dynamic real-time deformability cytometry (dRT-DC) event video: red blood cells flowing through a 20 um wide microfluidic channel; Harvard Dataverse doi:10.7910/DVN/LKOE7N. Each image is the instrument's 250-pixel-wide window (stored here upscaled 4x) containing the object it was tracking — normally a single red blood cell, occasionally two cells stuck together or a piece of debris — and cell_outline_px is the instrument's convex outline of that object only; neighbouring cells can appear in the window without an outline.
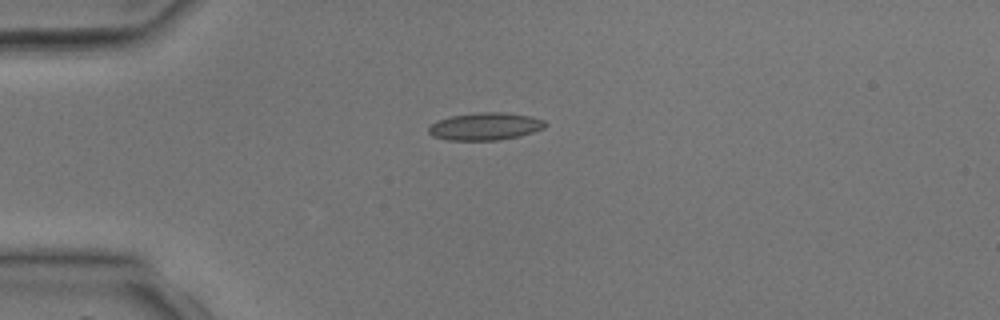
{"species": "common noctule bat (a hibernating species)", "species_latin": "Nyctalus noctula", "temperature_condition": "room temperature", "stored_images_in_passage": 2, "camera_frame_rate_fps": 3000, "um_per_image_px": 0.085, "animal": {"sex": "male", "body_mass_g": 17.9, "forearm_length_mm": 54.2}, "frame": {"image": 1, "passage_image": 1, "time_ms": 0.0, "image_size_px": [1000, 320], "cell_outline_px": [[548, 124], [544, 128], [520, 136], [496, 140], [448, 140], [432, 136], [428, 132], [428, 128], [436, 120], [452, 116], [480, 112], [504, 112], [532, 116], [544, 120]], "centroid_in_image_um": [41.25, 10.74], "position_along_channel_um": 43.7, "area_um2": 18.73}}